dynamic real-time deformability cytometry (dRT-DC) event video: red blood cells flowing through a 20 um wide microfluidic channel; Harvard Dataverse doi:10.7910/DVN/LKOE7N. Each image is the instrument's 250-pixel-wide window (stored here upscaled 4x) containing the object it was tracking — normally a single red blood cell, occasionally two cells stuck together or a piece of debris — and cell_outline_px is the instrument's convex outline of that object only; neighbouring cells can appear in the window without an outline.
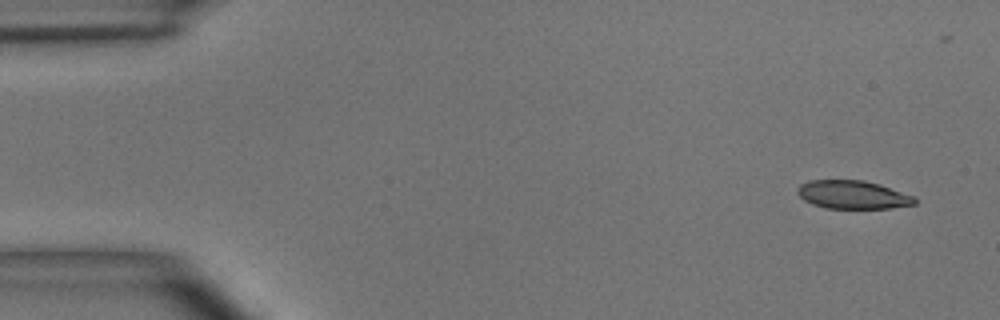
{"species": "common noctule bat (a hibernating species)", "species_latin": "Nyctalus noctula", "temperature_condition": "room temperature", "stored_images_in_passage": 5, "segment_of_instrument_passage": [2, 2], "camera_frame_rate_fps": 3000, "um_per_image_px": 0.085, "animal": {"sex": "male", "body_mass_g": 15.6}, "frame": {"image": 1, "passage_image": 5, "time_ms": 4.667, "image_size_px": [1000, 320], "cell_outline_px": [[916, 204], [892, 208], [824, 208], [812, 204], [804, 200], [796, 192], [796, 188], [800, 184], [808, 180], [864, 180], [880, 184], [916, 196]], "centroid_in_image_um": [72.49, 16.54], "position_along_channel_um": 12.5, "area_um2": 19.59}}